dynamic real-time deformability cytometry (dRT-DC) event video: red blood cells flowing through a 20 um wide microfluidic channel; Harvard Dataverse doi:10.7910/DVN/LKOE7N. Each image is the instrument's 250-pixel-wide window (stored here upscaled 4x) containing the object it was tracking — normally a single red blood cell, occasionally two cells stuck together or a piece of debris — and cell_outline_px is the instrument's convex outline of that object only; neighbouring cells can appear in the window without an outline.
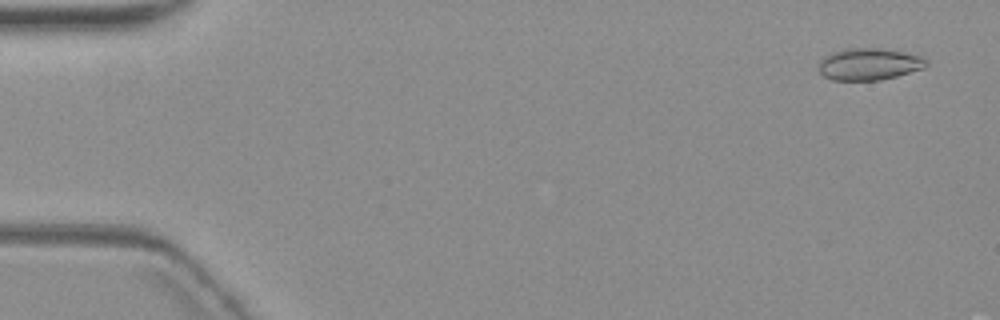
{"species": "common noctule bat (a hibernating species)", "species_latin": "Nyctalus noctula", "temperature_condition": "warm", "stored_images_in_passage": 5, "camera_frame_rate_fps": 3000, "um_per_image_px": 0.085, "animal": {"sex": "female", "body_mass_g": 19.3, "forearm_length_mm": 54.1}, "frame": {"image": 1, "passage_image": 1, "time_ms": 0.0, "image_size_px": [1000, 320], "cell_outline_px": [[928, 64], [924, 68], [896, 76], [880, 80], [832, 80], [824, 76], [820, 72], [820, 60], [824, 56], [832, 52], [848, 48], [876, 48], [924, 56], [928, 60]], "centroid_in_image_um": [73.88, 5.45], "position_along_channel_um": 11.1, "area_um2": 19.88}}
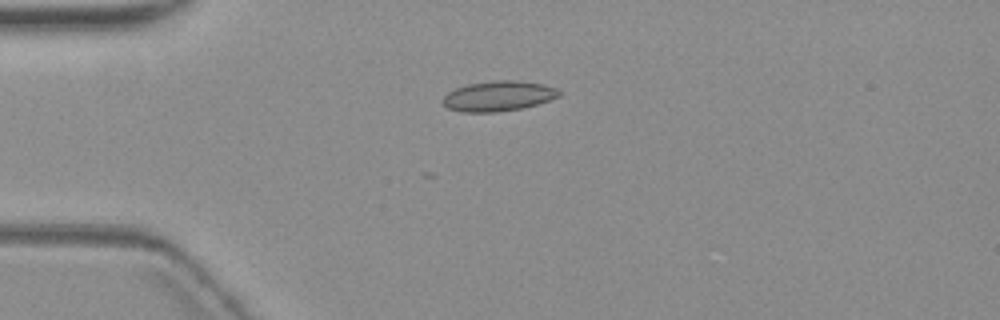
{"frame": {"image": 2, "passage_image": 4, "time_ms": 4.0, "image_size_px": [1000, 320], "cell_outline_px": [[560, 96], [536, 104], [520, 108], [496, 112], [460, 112], [448, 108], [444, 104], [444, 96], [448, 92], [456, 88], [468, 84], [496, 80], [516, 80], [544, 84], [556, 88], [560, 92]], "centroid_in_image_um": [42.36, 8.16], "position_along_channel_um": 42.6, "area_um2": 20.23}}